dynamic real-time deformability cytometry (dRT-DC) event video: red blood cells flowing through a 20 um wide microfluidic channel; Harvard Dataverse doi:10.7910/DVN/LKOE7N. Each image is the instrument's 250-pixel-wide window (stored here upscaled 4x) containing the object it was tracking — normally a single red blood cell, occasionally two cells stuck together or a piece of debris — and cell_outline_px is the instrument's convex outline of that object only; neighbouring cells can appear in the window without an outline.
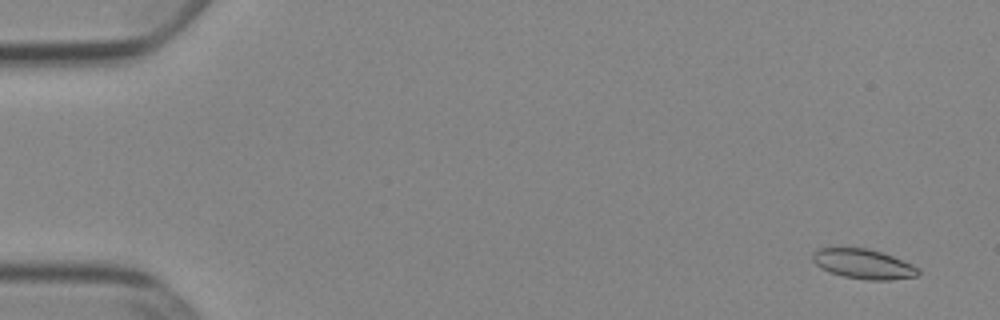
{"species": "Egyptian fruit bat (a non-hibernating species)", "species_latin": "Rousettus aegyptiacus", "temperature_condition": "cold", "stored_images_in_passage": 53, "camera_frame_rate_fps": 3000, "um_per_image_px": 0.085, "animal": {"sex": "female"}, "frame": {"image": 1, "passage_image": 3, "time_ms": 0.667, "image_size_px": [1000, 320], "cell_outline_px": [[920, 272], [916, 276], [888, 280], [868, 280], [844, 276], [828, 272], [820, 268], [812, 260], [812, 252], [820, 248], [868, 248], [892, 256], [912, 264], [920, 268]], "centroid_in_image_um": [73.37, 22.44], "position_along_channel_um": 11.6, "area_um2": 18.26}}
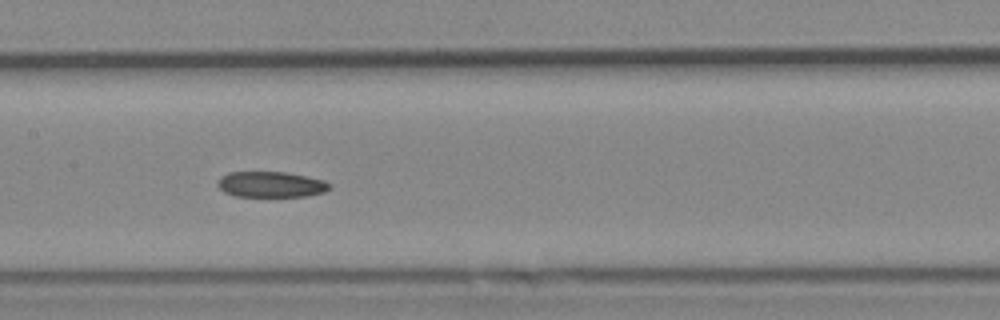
{"frame": {"image": 2, "passage_image": 27, "time_ms": 8.667, "image_size_px": [1000, 320], "cell_outline_px": [[332, 184], [324, 192], [308, 196], [236, 196], [224, 192], [216, 184], [216, 180], [220, 176], [228, 172], [284, 172], [324, 180]], "centroid_in_image_um": [22.98, 15.67], "position_along_channel_um": 184.4, "area_um2": 16.76}}
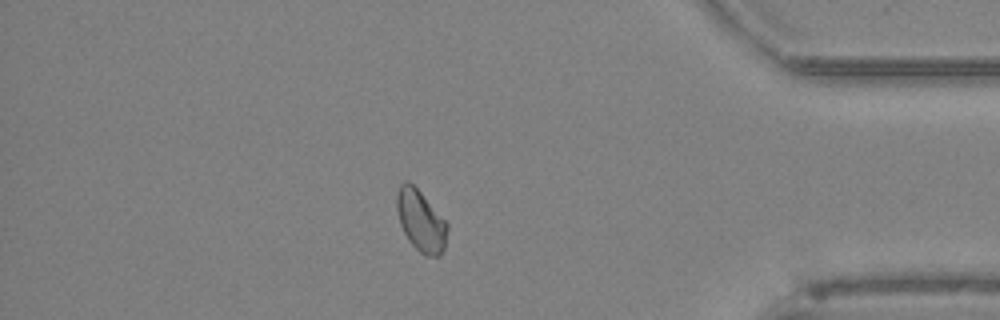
{"frame": {"image": 3, "passage_image": 46, "time_ms": 15.0, "image_size_px": [1000, 320], "cell_outline_px": [[448, 228], [444, 248], [440, 256], [424, 256], [408, 240], [400, 224], [396, 208], [396, 192], [400, 184], [404, 180], [408, 180], [420, 192], [448, 224]], "centroid_in_image_um": [35.74, 18.77], "position_along_channel_um": 399.5, "area_um2": 17.98}, "authors_computed_cell_mechanics": {"area_um2": 18.0914, "velocity_mm_per_s": 3.8851, "shape_relaxation_time_tau1_ms": 10.4902, "shape_relaxation_time_tau2_ms": null, "deformation_change_tau1": 0.1358, "deformation_change_tau2": null}}